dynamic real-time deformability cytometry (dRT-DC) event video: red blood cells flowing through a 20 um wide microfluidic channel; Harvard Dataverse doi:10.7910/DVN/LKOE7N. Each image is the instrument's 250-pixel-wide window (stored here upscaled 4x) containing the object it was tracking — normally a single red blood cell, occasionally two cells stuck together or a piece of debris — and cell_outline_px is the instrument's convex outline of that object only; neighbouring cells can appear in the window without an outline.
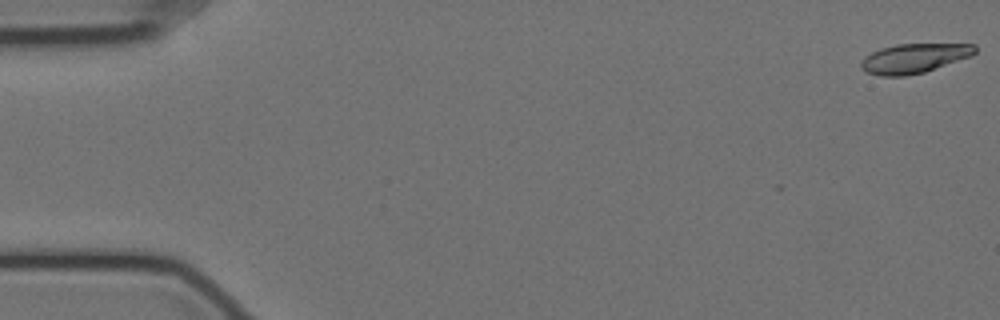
{"species": "Egyptian fruit bat (a non-hibernating species)", "species_latin": "Rousettus aegyptiacus", "temperature_condition": "cold", "stored_images_in_passage": 47, "camera_frame_rate_fps": 3000, "um_per_image_px": 0.085, "animal": {"sex": "female"}, "frame": {"image": 1, "passage_image": 1, "time_ms": 0.0, "image_size_px": [1000, 320], "cell_outline_px": [[976, 52], [972, 56], [924, 72], [904, 76], [880, 76], [864, 72], [860, 68], [860, 64], [864, 56], [880, 48], [896, 44], [976, 44]], "centroid_in_image_um": [77.67, 4.96], "position_along_channel_um": 7.3, "area_um2": 19.71}}
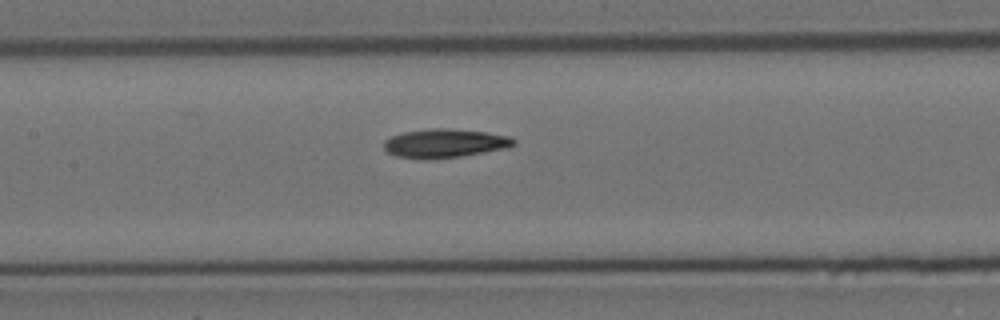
{"frame": {"image": 2, "passage_image": 27, "time_ms": 8.667, "image_size_px": [1000, 320], "cell_outline_px": [[516, 144], [508, 148], [460, 156], [432, 160], [420, 160], [396, 156], [388, 152], [384, 148], [384, 140], [392, 136], [404, 132], [432, 128], [444, 128], [488, 132], [508, 136], [516, 140]], "centroid_in_image_um": [37.8, 12.19], "position_along_channel_um": 169.6, "area_um2": 21.96}}
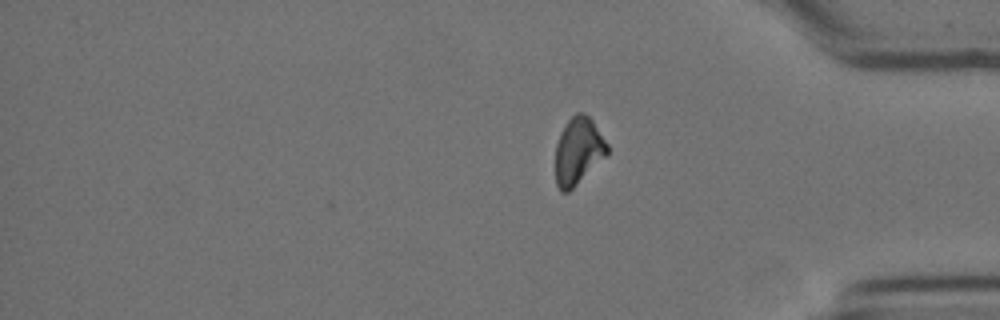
{"frame": {"image": 3, "passage_image": 47, "time_ms": 15.333, "image_size_px": [1000, 320], "cell_outline_px": [[608, 156], [568, 192], [560, 192], [556, 184], [556, 144], [560, 132], [568, 120], [576, 112], [584, 112], [592, 120], [608, 144]], "centroid_in_image_um": [49.16, 12.84], "position_along_channel_um": 386.0, "area_um2": 20.4}, "authors_computed_cell_mechanics": {"area_um2": 20.808, "velocity_mm_per_s": 3.5058, "shape_relaxation_time_tau1_ms": 7.1774, "shape_relaxation_time_tau2_ms": 8.1515, "deformation_change_tau1": 0.1767, "deformation_change_tau2": 0.1515}}